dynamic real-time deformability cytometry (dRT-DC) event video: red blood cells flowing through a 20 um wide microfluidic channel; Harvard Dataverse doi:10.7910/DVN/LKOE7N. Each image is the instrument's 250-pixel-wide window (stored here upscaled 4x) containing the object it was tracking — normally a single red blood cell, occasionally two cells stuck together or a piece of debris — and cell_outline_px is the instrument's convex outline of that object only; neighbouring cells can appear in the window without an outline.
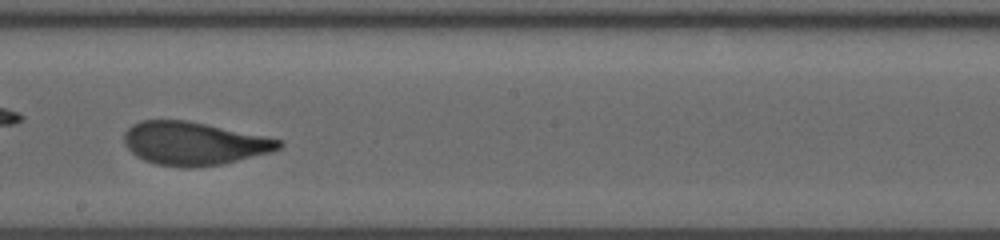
{"species": "human", "species_latin": "Homo sapiens", "temperature_condition": "room temperature", "stored_images_in_passage": 50, "camera_frame_rate_fps": 3000, "um_per_image_px": 0.085, "donor": {"sex": "male"}, "frame": {"image": 1, "passage_image": 22, "time_ms": 5.0, "image_size_px": [1000, 240], "cell_outline_px": [[284, 144], [280, 148], [268, 152], [224, 164], [188, 168], [180, 168], [156, 164], [144, 160], [136, 156], [124, 144], [124, 132], [132, 124], [140, 120], [184, 120], [284, 140]], "centroid_in_image_um": [16.44, 12.2], "position_along_channel_um": 231.8, "area_um2": 38.78}}
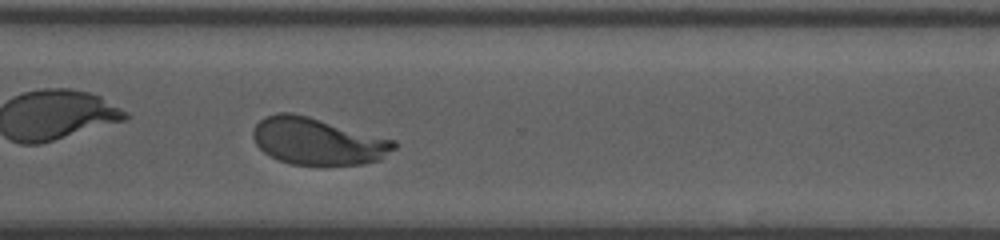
{"frame": {"image": 2, "passage_image": 36, "time_ms": 8.0, "image_size_px": [1000, 240], "cell_outline_px": [[396, 148], [380, 160], [364, 164], [292, 164], [268, 156], [256, 144], [252, 136], [252, 132], [256, 124], [264, 116], [276, 112], [292, 112], [308, 116], [396, 140]], "centroid_in_image_um": [26.99, 11.99], "position_along_channel_um": 343.6, "area_um2": 38.61}, "authors_computed_cell_mechanics": {"area_um2": 38.8994, "velocity_mm_per_s": 3.7535, "shape_relaxation_time_tau1_ms": 5.1436, "shape_relaxation_time_tau2_ms": 1.0215, "deformation_change_tau1": 0.2167, "deformation_change_tau2": 0.08}}